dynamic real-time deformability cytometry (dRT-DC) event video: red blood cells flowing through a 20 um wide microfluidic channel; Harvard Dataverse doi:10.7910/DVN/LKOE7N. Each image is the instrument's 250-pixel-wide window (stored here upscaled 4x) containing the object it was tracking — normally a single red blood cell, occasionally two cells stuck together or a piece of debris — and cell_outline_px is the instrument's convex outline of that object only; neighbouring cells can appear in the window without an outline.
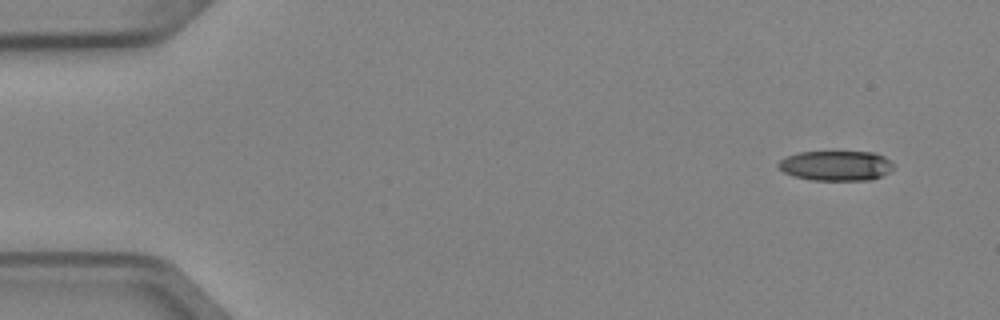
{"species": "Egyptian fruit bat (a non-hibernating species)", "species_latin": "Rousettus aegyptiacus", "temperature_condition": "cold", "stored_images_in_passage": 5, "camera_frame_rate_fps": 3000, "um_per_image_px": 0.085, "animal": {"sex": "female"}, "frame": {"image": 1, "passage_image": 1, "time_ms": 0.0, "image_size_px": [1000, 320], "cell_outline_px": [[892, 168], [888, 172], [872, 180], [812, 180], [792, 176], [784, 172], [776, 164], [780, 160], [788, 156], [800, 152], [876, 152], [884, 156], [892, 164]], "centroid_in_image_um": [71.04, 14.08], "position_along_channel_um": 14.0, "area_um2": 20.0}}